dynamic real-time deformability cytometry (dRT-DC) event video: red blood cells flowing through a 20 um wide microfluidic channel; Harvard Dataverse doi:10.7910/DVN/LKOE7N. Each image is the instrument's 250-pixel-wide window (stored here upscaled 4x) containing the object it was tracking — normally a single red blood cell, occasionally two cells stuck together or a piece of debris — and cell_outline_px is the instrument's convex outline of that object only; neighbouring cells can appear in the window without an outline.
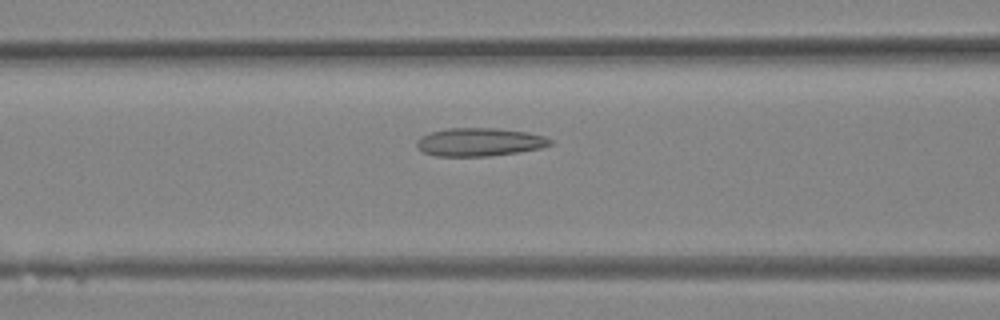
{"species": "Egyptian fruit bat (a non-hibernating species)", "species_latin": "Rousettus aegyptiacus", "temperature_condition": "room temperature", "stored_images_in_passage": 29, "camera_frame_rate_fps": 3000, "um_per_image_px": 0.085, "animal": {"sex": "female"}, "frame": {"image": 1, "passage_image": 12, "time_ms": 3.667, "image_size_px": [1000, 320], "cell_outline_px": [[552, 144], [540, 148], [520, 152], [488, 156], [436, 156], [424, 152], [416, 144], [420, 136], [432, 132], [448, 128], [496, 128], [528, 132], [544, 136], [552, 140]], "centroid_in_image_um": [40.78, 12.07], "position_along_channel_um": 125.8, "area_um2": 21.85}}
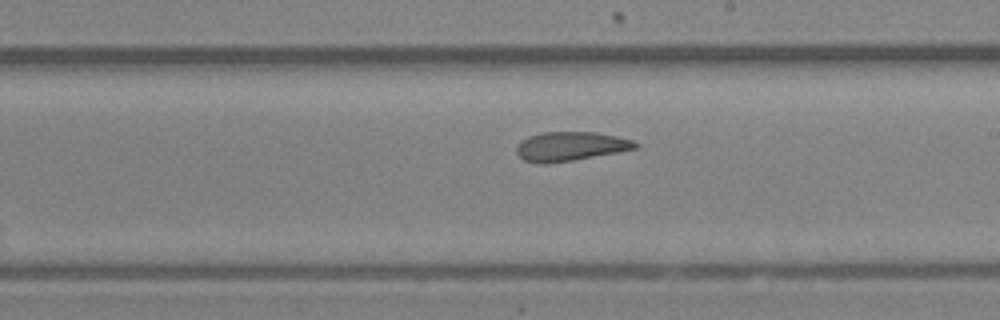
{"frame": {"image": 2, "passage_image": 19, "time_ms": 6.0, "image_size_px": [1000, 320], "cell_outline_px": [[640, 148], [572, 160], [548, 164], [540, 164], [524, 160], [516, 152], [516, 148], [528, 136], [544, 132], [596, 132], [616, 136], [632, 140], [640, 144]], "centroid_in_image_um": [48.52, 12.44], "position_along_channel_um": 240.5, "area_um2": 20.06}}
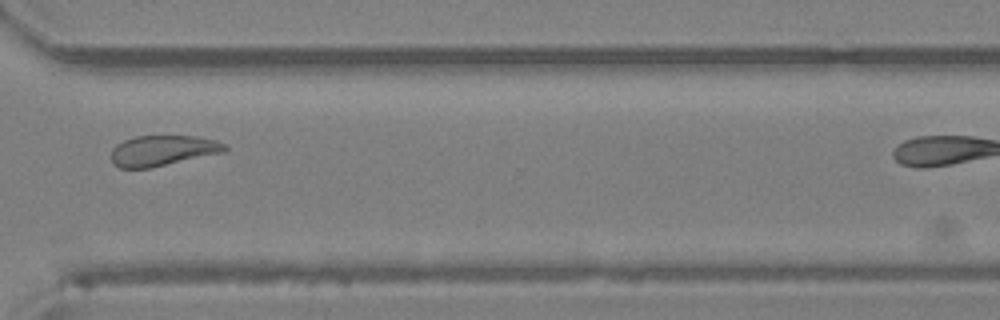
{"frame": {"image": 3, "passage_image": 26, "time_ms": 8.333, "image_size_px": [1000, 320], "cell_outline_px": [[228, 148], [224, 152], [152, 168], [120, 168], [112, 164], [112, 148], [116, 144], [124, 140], [136, 136], [196, 136], [216, 140], [224, 144]], "centroid_in_image_um": [13.81, 12.8], "position_along_channel_um": 356.8, "area_um2": 20.29}}